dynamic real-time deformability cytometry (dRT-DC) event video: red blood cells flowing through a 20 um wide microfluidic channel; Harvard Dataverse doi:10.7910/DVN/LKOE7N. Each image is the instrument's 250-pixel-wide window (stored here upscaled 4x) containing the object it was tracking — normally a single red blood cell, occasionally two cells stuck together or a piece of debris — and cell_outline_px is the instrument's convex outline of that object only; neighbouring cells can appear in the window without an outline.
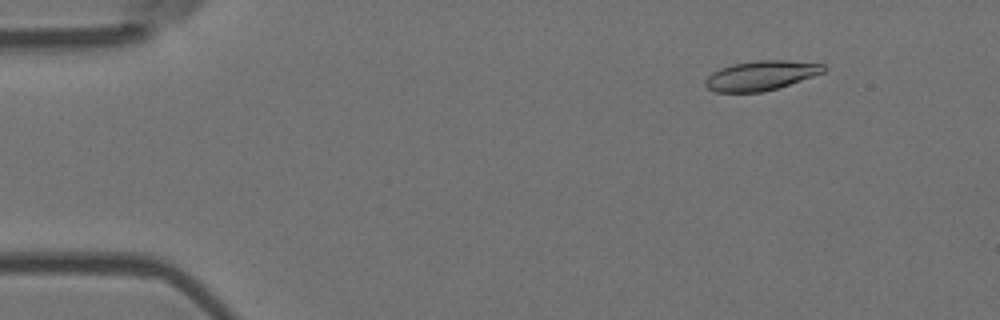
{"species": "Egyptian fruit bat (a non-hibernating species)", "species_latin": "Rousettus aegyptiacus", "temperature_condition": "room temperature", "stored_images_in_passage": 6, "camera_frame_rate_fps": 3000, "um_per_image_px": 0.085, "animal": {"sex": "female"}, "frame": {"image": 1, "passage_image": 1, "time_ms": 0.0, "image_size_px": [1000, 320], "cell_outline_px": [[828, 68], [824, 72], [764, 92], [716, 92], [708, 88], [704, 84], [704, 80], [712, 72], [720, 68], [732, 64], [756, 60], [784, 60], [824, 64]], "centroid_in_image_um": [64.65, 6.41], "position_along_channel_um": 20.3, "area_um2": 20.29}}
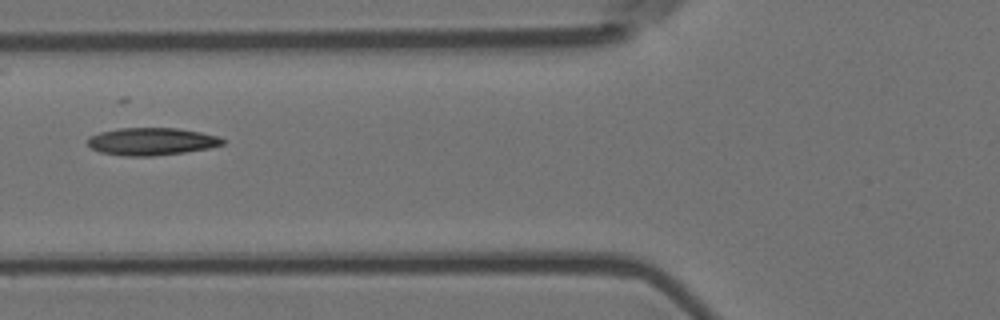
{"frame": {"image": 2, "passage_image": 5, "time_ms": 1.333, "image_size_px": [1000, 320], "cell_outline_px": [[228, 140], [224, 144], [208, 148], [184, 152], [152, 156], [124, 156], [100, 152], [92, 148], [88, 144], [88, 136], [100, 132], [120, 128], [176, 128], [200, 132], [220, 136]], "centroid_in_image_um": [12.91, 12.02], "position_along_channel_um": 112.9, "area_um2": 21.68}}
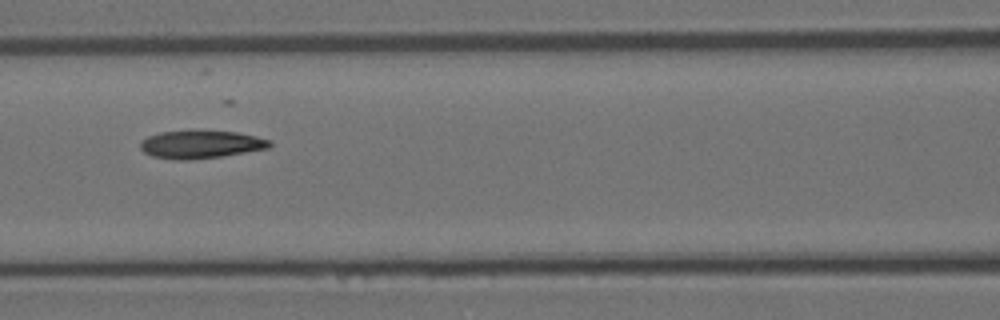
{"frame": {"image": 3, "passage_image": 6, "time_ms": 1.667, "image_size_px": [1000, 320], "cell_outline_px": [[272, 144], [268, 148], [220, 156], [184, 160], [172, 160], [152, 156], [144, 152], [140, 148], [140, 140], [148, 136], [160, 132], [236, 132], [256, 136], [272, 140]], "centroid_in_image_um": [17.04, 12.29], "position_along_channel_um": 149.6, "area_um2": 20.58}}